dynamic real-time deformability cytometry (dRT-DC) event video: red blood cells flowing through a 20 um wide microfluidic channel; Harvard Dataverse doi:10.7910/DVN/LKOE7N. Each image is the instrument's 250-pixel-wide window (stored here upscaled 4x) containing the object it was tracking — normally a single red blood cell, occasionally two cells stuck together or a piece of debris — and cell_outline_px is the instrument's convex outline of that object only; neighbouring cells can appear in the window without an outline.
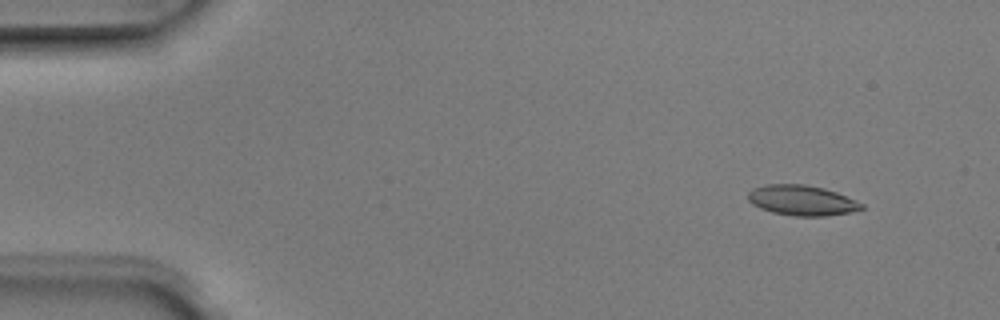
{"species": "Egyptian fruit bat (a non-hibernating species)", "species_latin": "Rousettus aegyptiacus", "temperature_condition": "room temperature", "stored_images_in_passage": 4, "camera_frame_rate_fps": 3000, "um_per_image_px": 0.085, "animal": {"sex": "male"}, "frame": {"image": 1, "passage_image": 1, "time_ms": 0.0, "image_size_px": [1000, 320], "cell_outline_px": [[864, 208], [848, 212], [824, 216], [792, 216], [772, 212], [760, 208], [752, 204], [748, 200], [748, 192], [752, 188], [768, 184], [804, 184], [824, 188], [836, 192], [856, 200], [864, 204]], "centroid_in_image_um": [68.13, 17.02], "position_along_channel_um": 16.9, "area_um2": 20.0}}
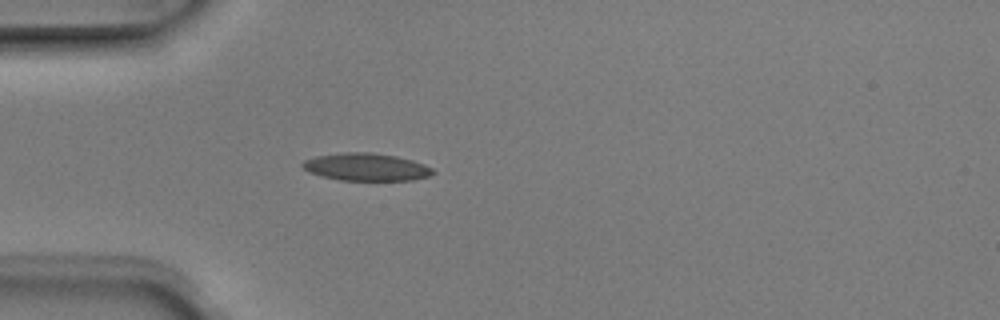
{"frame": {"image": 2, "passage_image": 4, "time_ms": 1.0, "image_size_px": [1000, 320], "cell_outline_px": [[436, 172], [432, 176], [412, 180], [340, 180], [320, 176], [308, 172], [300, 164], [304, 160], [316, 156], [344, 152], [372, 152], [396, 156], [412, 160], [424, 164], [432, 168]], "centroid_in_image_um": [31.14, 14.19], "position_along_channel_um": 53.9, "area_um2": 21.1}}